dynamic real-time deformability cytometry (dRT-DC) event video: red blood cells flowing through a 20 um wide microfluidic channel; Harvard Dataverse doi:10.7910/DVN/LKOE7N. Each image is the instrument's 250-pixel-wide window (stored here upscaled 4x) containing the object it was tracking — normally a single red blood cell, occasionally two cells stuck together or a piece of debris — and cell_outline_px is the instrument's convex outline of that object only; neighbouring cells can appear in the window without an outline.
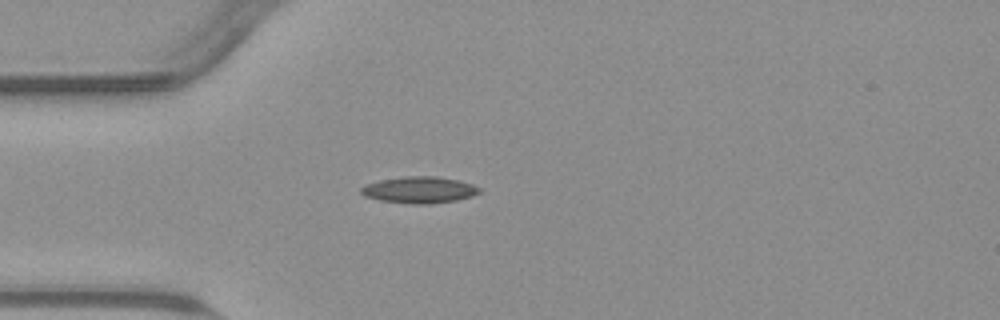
{"species": "common noctule bat (a hibernating species)", "species_latin": "Nyctalus noctula", "temperature_condition": "warm", "stored_images_in_passage": 40, "camera_frame_rate_fps": 3000, "um_per_image_px": 0.085, "animal": {"sex": "male", "body_mass_g": 23.1, "forearm_length_mm": 52.7}, "frame": {"image": 1, "passage_image": 1, "time_ms": 0.0, "image_size_px": [1000, 320], "cell_outline_px": [[480, 192], [472, 196], [456, 200], [432, 204], [412, 204], [380, 200], [364, 196], [360, 192], [360, 188], [364, 184], [380, 180], [404, 176], [436, 176], [460, 180], [472, 184], [480, 188]], "centroid_in_image_um": [35.63, 16.13], "position_along_channel_um": 49.4, "area_um2": 18.44}}
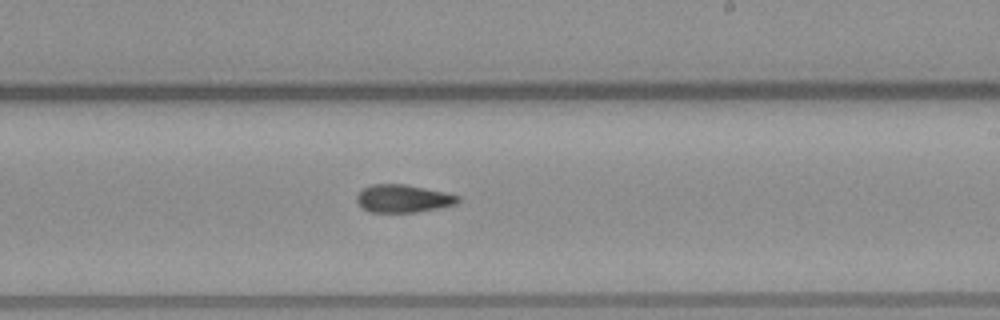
{"frame": {"image": 2, "passage_image": 18, "time_ms": 5.667, "image_size_px": [1000, 320], "cell_outline_px": [[460, 200], [456, 204], [416, 212], [368, 212], [360, 208], [356, 200], [356, 196], [364, 188], [372, 184], [404, 184], [444, 192], [460, 196]], "centroid_in_image_um": [34.22, 16.88], "position_along_channel_um": 254.8, "area_um2": 16.36}}
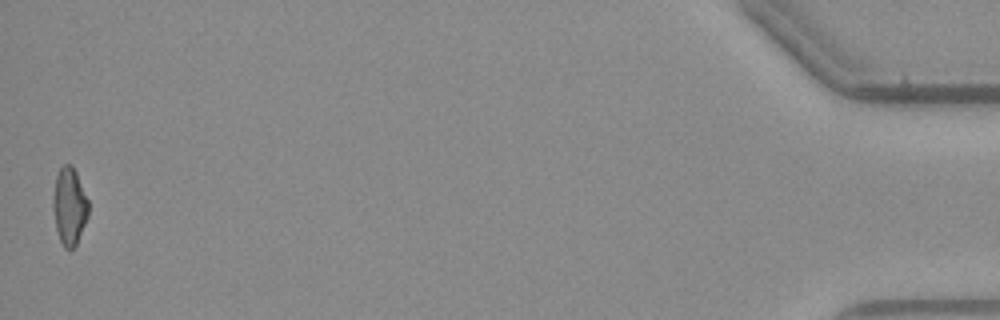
{"frame": {"image": 3, "passage_image": 40, "time_ms": 13.0, "image_size_px": [1000, 320], "cell_outline_px": [[88, 216], [76, 244], [72, 248], [64, 248], [60, 240], [56, 228], [52, 204], [52, 200], [56, 176], [60, 168], [64, 164], [72, 164], [76, 172], [88, 200]], "centroid_in_image_um": [5.89, 17.51], "position_along_channel_um": 429.3, "area_um2": 15.78}, "authors_computed_cell_mechanics": {"area_um2": 16.4441, "velocity_mm_per_s": 3.7965, "shape_relaxation_time_tau1_ms": null, "shape_relaxation_time_tau2_ms": 4.4768, "deformation_change_tau1": null, "deformation_change_tau2": 0.1168}}